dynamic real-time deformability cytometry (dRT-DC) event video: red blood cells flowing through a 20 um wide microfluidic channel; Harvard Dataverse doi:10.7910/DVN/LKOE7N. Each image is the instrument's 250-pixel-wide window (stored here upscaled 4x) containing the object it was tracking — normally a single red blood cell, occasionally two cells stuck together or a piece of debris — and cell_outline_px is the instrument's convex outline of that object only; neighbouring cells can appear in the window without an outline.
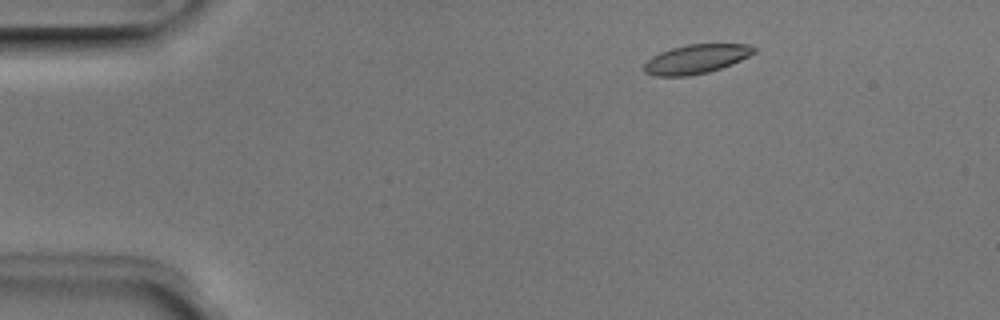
{"species": "Egyptian fruit bat (a non-hibernating species)", "species_latin": "Rousettus aegyptiacus", "temperature_condition": "room temperature", "stored_images_in_passage": 3, "camera_frame_rate_fps": 3000, "um_per_image_px": 0.085, "animal": {"sex": "male"}, "frame": {"image": 1, "passage_image": 2, "time_ms": 0.333, "image_size_px": [1000, 320], "cell_outline_px": [[756, 52], [732, 64], [708, 72], [688, 76], [652, 76], [644, 72], [644, 64], [652, 56], [660, 52], [672, 48], [688, 44], [748, 44], [756, 48]], "centroid_in_image_um": [59.16, 5.02], "position_along_channel_um": 25.8, "area_um2": 18.61}}